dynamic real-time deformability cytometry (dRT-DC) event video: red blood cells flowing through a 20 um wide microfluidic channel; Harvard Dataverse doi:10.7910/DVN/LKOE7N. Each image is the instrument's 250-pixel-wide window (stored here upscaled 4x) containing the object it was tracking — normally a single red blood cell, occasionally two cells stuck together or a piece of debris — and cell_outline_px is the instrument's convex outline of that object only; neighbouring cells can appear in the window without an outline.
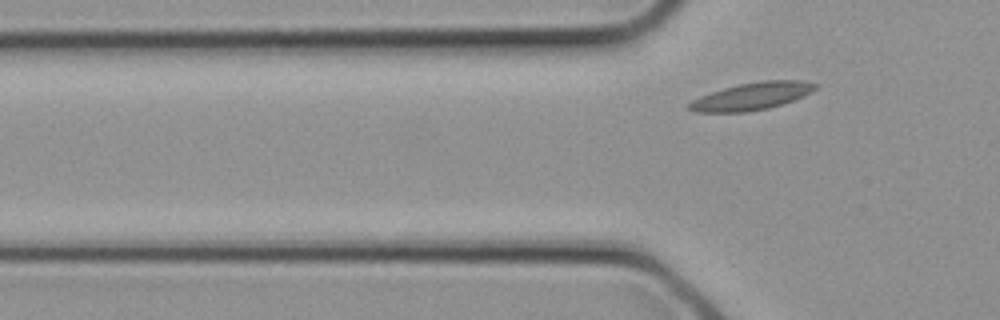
{"species": "common noctule bat (a hibernating species)", "species_latin": "Nyctalus noctula", "temperature_condition": "cold", "stored_images_in_passage": 3, "segment_of_instrument_passage": [2, 2], "camera_frame_rate_fps": 3000, "um_per_image_px": 0.085, "animal": {"sex": "female", "body_mass_g": 21.9}, "frame": {"image": 1, "passage_image": 3, "time_ms": 0.667, "image_size_px": [1000, 320], "cell_outline_px": [[820, 84], [816, 88], [804, 96], [768, 108], [748, 112], [696, 112], [688, 108], [688, 104], [692, 100], [700, 96], [724, 88], [740, 84], [760, 80], [800, 80]], "centroid_in_image_um": [63.92, 8.17], "position_along_channel_um": 61.9, "area_um2": 20.0}}